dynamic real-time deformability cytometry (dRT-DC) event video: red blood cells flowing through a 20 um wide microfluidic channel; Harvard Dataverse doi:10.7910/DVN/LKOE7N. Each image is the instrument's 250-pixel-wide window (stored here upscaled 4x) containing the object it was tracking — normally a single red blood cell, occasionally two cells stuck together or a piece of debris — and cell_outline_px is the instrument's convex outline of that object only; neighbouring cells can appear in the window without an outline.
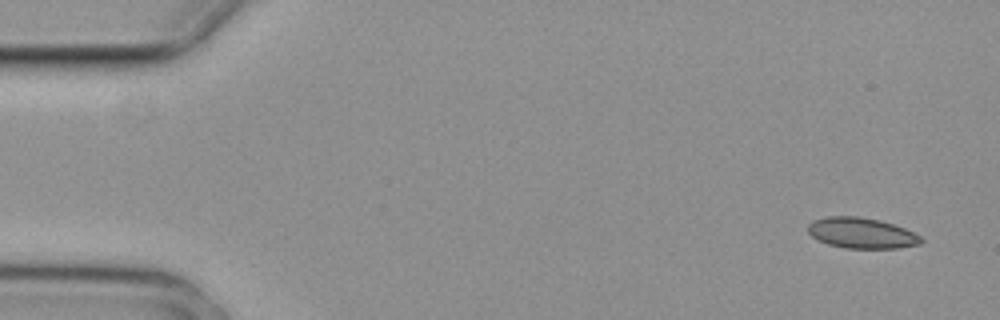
{"species": "common noctule bat (a hibernating species)", "species_latin": "Nyctalus noctula", "temperature_condition": "cold", "stored_images_in_passage": 4, "camera_frame_rate_fps": 3000, "um_per_image_px": 0.085, "animal": {"sex": "female", "body_mass_g": 29.2, "forearm_length_mm": 56.3}, "frame": {"image": 1, "passage_image": 1, "time_ms": 0.0, "image_size_px": [1000, 320], "cell_outline_px": [[924, 240], [920, 244], [896, 248], [844, 248], [828, 244], [812, 236], [808, 232], [808, 224], [812, 220], [828, 216], [856, 216], [880, 220], [904, 228], [920, 236]], "centroid_in_image_um": [73.21, 19.8], "position_along_channel_um": 11.8, "area_um2": 20.11}}